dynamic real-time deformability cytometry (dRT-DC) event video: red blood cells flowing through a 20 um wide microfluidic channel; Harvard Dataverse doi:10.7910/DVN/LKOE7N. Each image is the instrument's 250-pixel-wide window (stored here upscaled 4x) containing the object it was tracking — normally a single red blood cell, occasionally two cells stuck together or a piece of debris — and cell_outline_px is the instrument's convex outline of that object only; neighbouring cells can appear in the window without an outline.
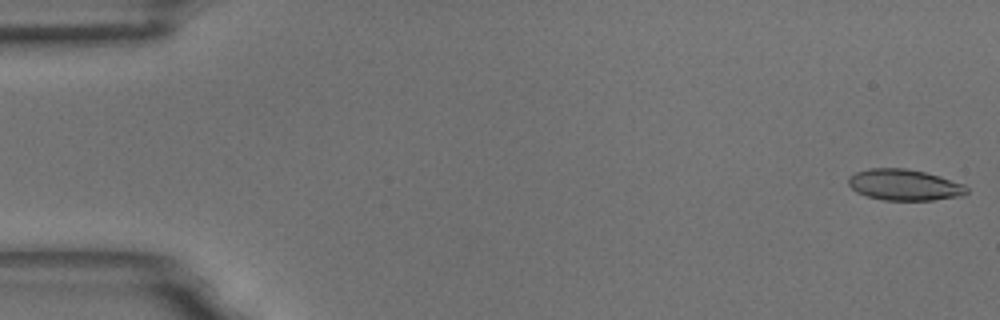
{"species": "common noctule bat (a hibernating species)", "species_latin": "Nyctalus noctula", "temperature_condition": "room temperature", "stored_images_in_passage": 52, "camera_frame_rate_fps": 3000, "um_per_image_px": 0.085, "animal": {"sex": "male", "body_mass_g": 18.8}, "frame": {"image": 1, "passage_image": 1, "time_ms": 0.0, "image_size_px": [1000, 320], "cell_outline_px": [[968, 192], [964, 196], [932, 200], [884, 200], [868, 196], [856, 192], [848, 184], [848, 176], [856, 172], [868, 168], [904, 168], [924, 172], [940, 176], [964, 184], [968, 188]], "centroid_in_image_um": [76.88, 15.71], "position_along_channel_um": 8.1, "area_um2": 21.56}}
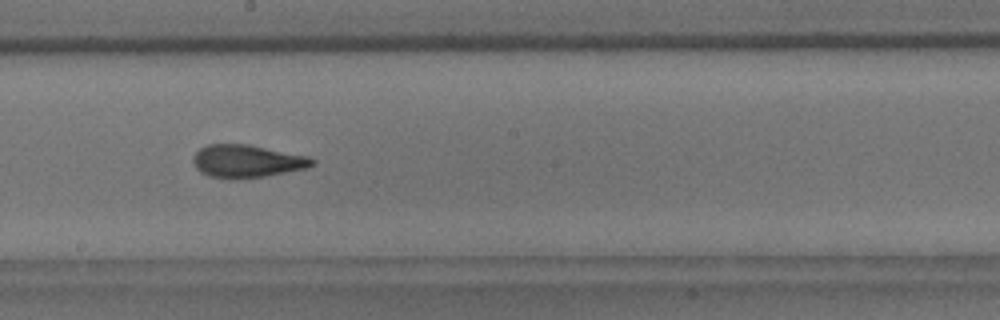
{"frame": {"image": 2, "passage_image": 31, "time_ms": 10.0, "image_size_px": [1000, 320], "cell_outline_px": [[316, 164], [308, 168], [264, 176], [208, 176], [200, 172], [196, 168], [192, 160], [192, 156], [200, 148], [208, 144], [248, 144], [308, 156], [316, 160]], "centroid_in_image_um": [21.02, 13.66], "position_along_channel_um": 227.2, "area_um2": 22.2}}
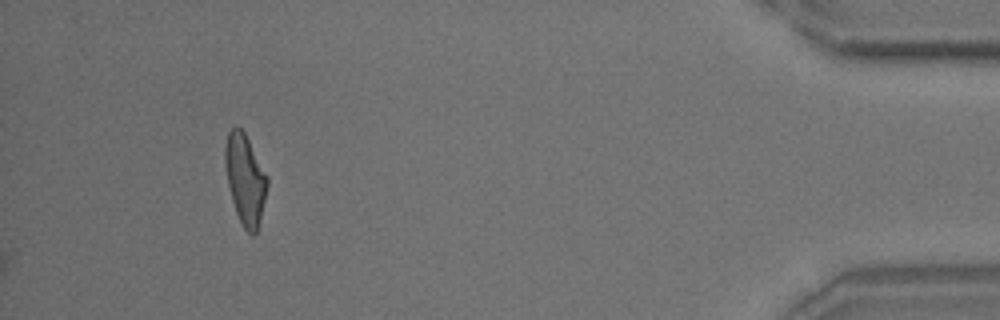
{"frame": {"image": 3, "passage_image": 52, "time_ms": 17.0, "image_size_px": [1000, 320], "cell_outline_px": [[268, 184], [260, 220], [256, 232], [252, 236], [244, 228], [236, 212], [232, 200], [228, 184], [224, 160], [224, 148], [228, 132], [236, 124], [244, 132], [268, 176]], "centroid_in_image_um": [20.83, 15.21], "position_along_channel_um": 414.4, "area_um2": 22.02}, "authors_computed_cell_mechanics": {"area_um2": 22.1374, "velocity_mm_per_s": 3.5986, "shape_relaxation_time_tau1_ms": 8.9531, "shape_relaxation_time_tau2_ms": 2.4005, "deformation_change_tau1": 0.239, "deformation_change_tau2": 0.1014}}